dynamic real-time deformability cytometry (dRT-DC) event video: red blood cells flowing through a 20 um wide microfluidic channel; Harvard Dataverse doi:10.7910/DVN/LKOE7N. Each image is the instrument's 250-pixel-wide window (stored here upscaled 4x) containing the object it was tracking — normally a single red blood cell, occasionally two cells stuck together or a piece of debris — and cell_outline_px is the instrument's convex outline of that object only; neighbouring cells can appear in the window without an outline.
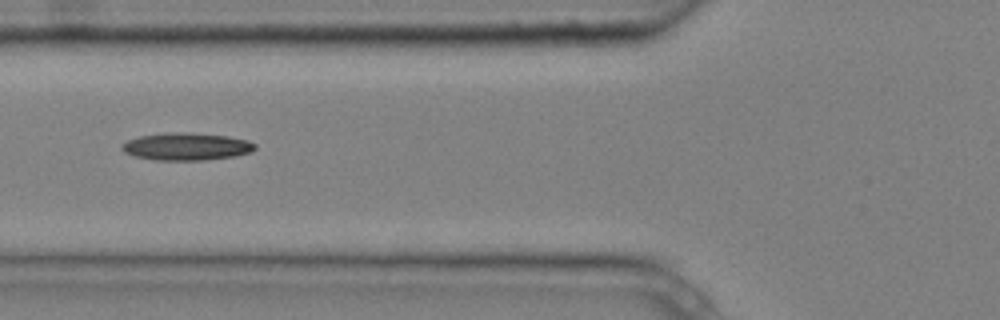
{"species": "common noctule bat (a hibernating species)", "species_latin": "Nyctalus noctula", "temperature_condition": "cold", "stored_images_in_passage": 9, "camera_frame_rate_fps": 3000, "um_per_image_px": 0.085, "animal": {"sex": "male", "body_mass_g": 20.4}, "frame": {"image": 1, "passage_image": 7, "time_ms": 2.0, "image_size_px": [1000, 320], "cell_outline_px": [[256, 148], [252, 152], [236, 156], [204, 160], [156, 160], [136, 156], [124, 152], [120, 148], [120, 144], [128, 140], [140, 136], [164, 132], [192, 132], [228, 136], [248, 140], [256, 144]], "centroid_in_image_um": [15.86, 12.44], "position_along_channel_um": 109.9, "area_um2": 21.56}}
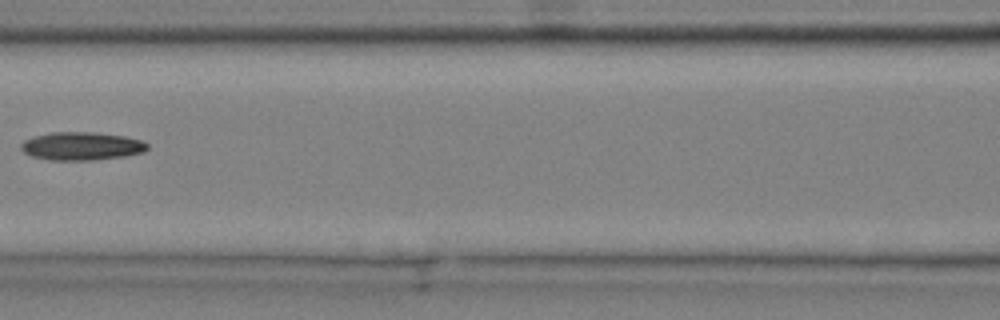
{"frame": {"image": 2, "passage_image": 8, "time_ms": 2.333, "image_size_px": [1000, 320], "cell_outline_px": [[148, 148], [144, 152], [124, 156], [92, 160], [48, 160], [32, 156], [24, 152], [20, 148], [20, 144], [24, 140], [36, 136], [52, 132], [92, 132], [124, 136], [140, 140], [148, 144]], "centroid_in_image_um": [6.92, 12.42], "position_along_channel_um": 159.7, "area_um2": 20.63}}